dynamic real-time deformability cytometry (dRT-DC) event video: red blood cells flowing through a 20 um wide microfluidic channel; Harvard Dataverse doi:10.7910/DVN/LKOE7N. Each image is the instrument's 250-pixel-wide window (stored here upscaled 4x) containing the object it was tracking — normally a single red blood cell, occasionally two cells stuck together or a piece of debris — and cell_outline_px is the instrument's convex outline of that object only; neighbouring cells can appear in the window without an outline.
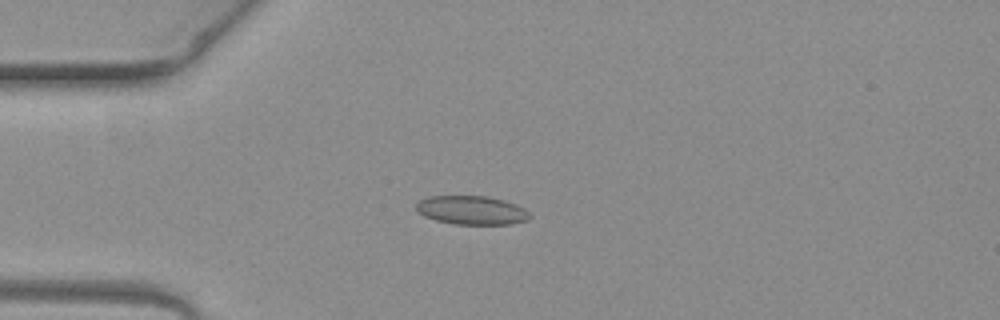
{"species": "common noctule bat (a hibernating species)", "species_latin": "Nyctalus noctula", "temperature_condition": "warm", "stored_images_in_passage": 5, "camera_frame_rate_fps": 3000, "um_per_image_px": 0.085, "animal": {"sex": "female", "body_mass_g": 19.3, "forearm_length_mm": 54.1}, "frame": {"image": 1, "passage_image": 3, "time_ms": 0.667, "image_size_px": [1000, 320], "cell_outline_px": [[532, 216], [528, 220], [512, 224], [456, 224], [436, 220], [424, 216], [416, 208], [416, 204], [420, 200], [428, 196], [488, 196], [504, 200], [516, 204], [524, 208]], "centroid_in_image_um": [40.12, 17.86], "position_along_channel_um": 44.9, "area_um2": 19.02}}
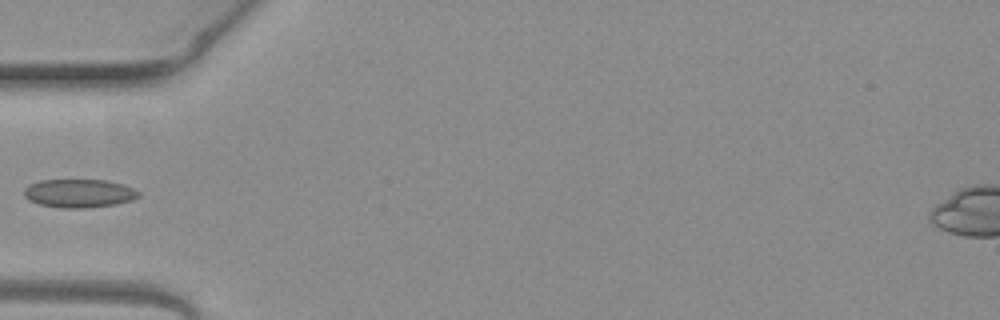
{"frame": {"image": 2, "passage_image": 4, "time_ms": 1.0, "image_size_px": [1000, 320], "cell_outline_px": [[140, 196], [132, 200], [116, 204], [84, 208], [60, 208], [40, 204], [28, 200], [24, 196], [24, 188], [28, 184], [40, 180], [108, 180], [124, 184], [140, 192]], "centroid_in_image_um": [6.71, 16.43], "position_along_channel_um": 78.3, "area_um2": 19.13}}
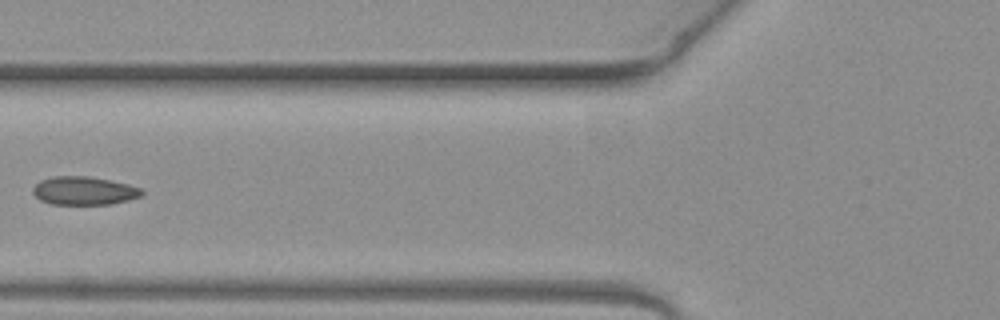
{"frame": {"image": 3, "passage_image": 5, "time_ms": 1.333, "image_size_px": [1000, 320], "cell_outline_px": [[144, 196], [112, 204], [52, 204], [40, 200], [32, 192], [32, 188], [40, 180], [52, 176], [88, 176], [128, 184], [140, 188], [144, 192]], "centroid_in_image_um": [7.15, 16.21], "position_along_channel_um": 118.7, "area_um2": 18.03}}